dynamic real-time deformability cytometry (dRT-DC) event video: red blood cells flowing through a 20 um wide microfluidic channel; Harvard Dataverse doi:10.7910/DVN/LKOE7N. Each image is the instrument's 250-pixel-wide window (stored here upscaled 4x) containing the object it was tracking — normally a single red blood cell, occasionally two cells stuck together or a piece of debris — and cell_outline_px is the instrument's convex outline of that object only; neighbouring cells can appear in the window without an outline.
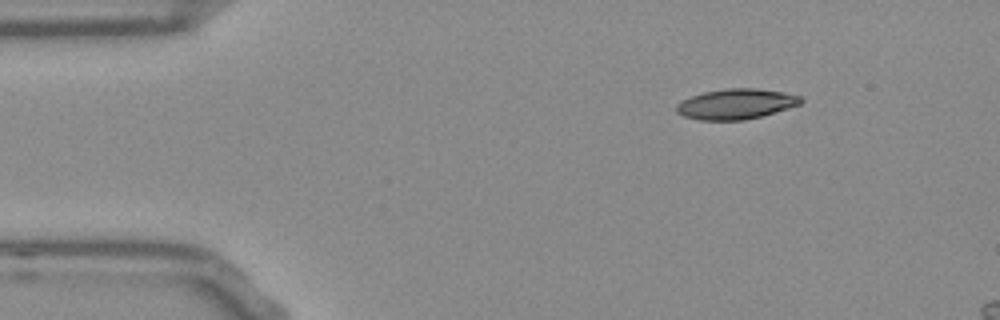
{"species": "Egyptian fruit bat (a non-hibernating species)", "species_latin": "Rousettus aegyptiacus", "temperature_condition": "room temperature", "stored_images_in_passage": 8, "camera_frame_rate_fps": 3000, "um_per_image_px": 0.085, "frame": {"image": 1, "passage_image": 1, "time_ms": 0.0, "image_size_px": [1000, 320], "cell_outline_px": [[804, 100], [800, 104], [788, 108], [760, 116], [744, 120], [700, 120], [684, 116], [676, 112], [676, 104], [680, 100], [704, 92], [728, 88], [756, 88], [780, 92], [800, 96]], "centroid_in_image_um": [62.52, 8.84], "position_along_channel_um": 22.5, "area_um2": 21.79}}